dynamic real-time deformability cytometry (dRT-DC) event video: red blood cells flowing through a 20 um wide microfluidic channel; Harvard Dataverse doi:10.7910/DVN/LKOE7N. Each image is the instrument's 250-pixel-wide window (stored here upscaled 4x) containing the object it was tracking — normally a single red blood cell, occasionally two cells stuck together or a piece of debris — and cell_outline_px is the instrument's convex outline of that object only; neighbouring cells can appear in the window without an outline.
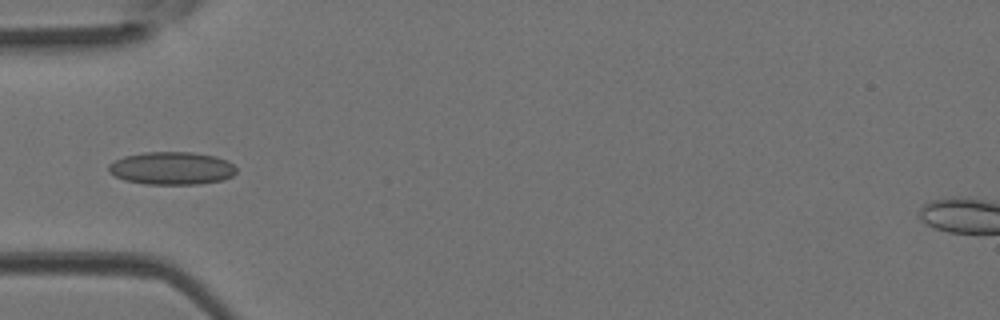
{"species": "Egyptian fruit bat (a non-hibernating species)", "species_latin": "Rousettus aegyptiacus", "temperature_condition": "room temperature", "stored_images_in_passage": 16, "camera_frame_rate_fps": 3000, "um_per_image_px": 0.085, "animal": {"sex": "female"}, "frame": {"image": 1, "passage_image": 14, "time_ms": 4.333, "image_size_px": [1000, 320], "cell_outline_px": [[236, 172], [232, 176], [224, 180], [196, 184], [144, 184], [124, 180], [108, 172], [108, 164], [124, 156], [144, 152], [192, 152], [216, 156], [228, 160], [236, 168]], "centroid_in_image_um": [14.6, 14.3], "position_along_channel_um": 70.4, "area_um2": 24.57}}